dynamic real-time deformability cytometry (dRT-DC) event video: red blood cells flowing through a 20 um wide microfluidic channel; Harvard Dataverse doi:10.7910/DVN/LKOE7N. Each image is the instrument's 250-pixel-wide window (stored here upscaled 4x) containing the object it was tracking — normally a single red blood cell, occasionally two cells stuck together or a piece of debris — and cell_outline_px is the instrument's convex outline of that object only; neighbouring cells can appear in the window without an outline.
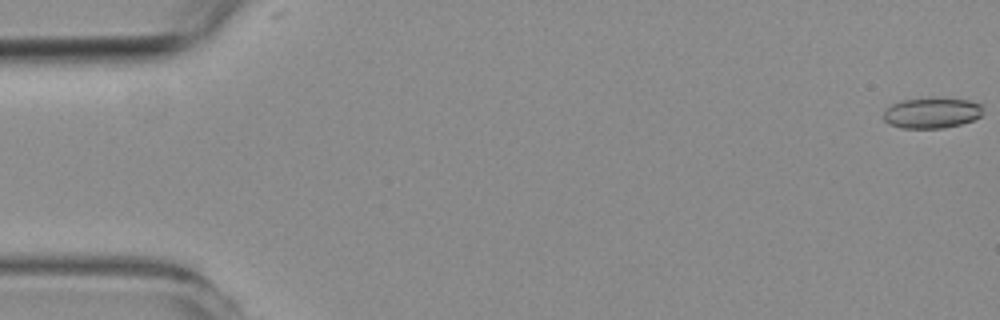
{"species": "common noctule bat (a hibernating species)", "species_latin": "Nyctalus noctula", "temperature_condition": "room temperature", "stored_images_in_passage": 49, "camera_frame_rate_fps": 3000, "um_per_image_px": 0.085, "animal": {"sex": "female", "body_mass_g": 19.3, "forearm_length_mm": 54.1}, "frame": {"image": 1, "passage_image": 1, "time_ms": 0.0, "image_size_px": [1000, 320], "cell_outline_px": [[984, 104], [980, 116], [972, 120], [960, 124], [944, 128], [900, 128], [884, 120], [884, 112], [892, 104], [900, 100], [932, 96], [968, 100]], "centroid_in_image_um": [79.22, 9.56], "position_along_channel_um": 5.8, "area_um2": 18.09}}
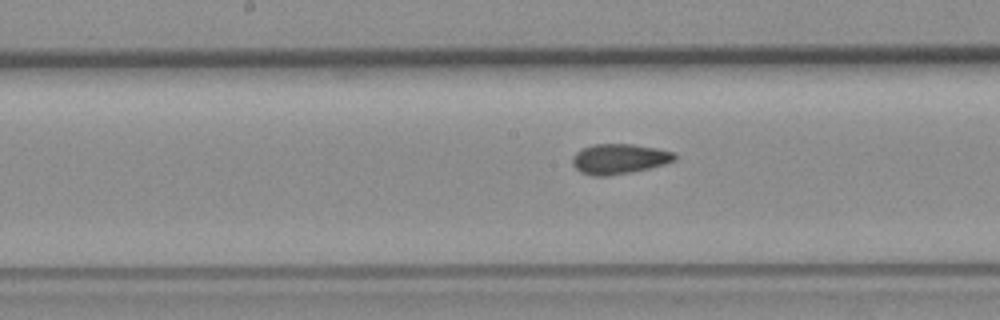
{"frame": {"image": 2, "passage_image": 28, "time_ms": 9.0, "image_size_px": [1000, 320], "cell_outline_px": [[676, 160], [664, 164], [632, 172], [608, 176], [592, 176], [580, 172], [572, 164], [572, 156], [576, 152], [592, 144], [632, 144], [656, 148], [676, 152]], "centroid_in_image_um": [52.63, 13.51], "position_along_channel_um": 195.6, "area_um2": 18.03}}
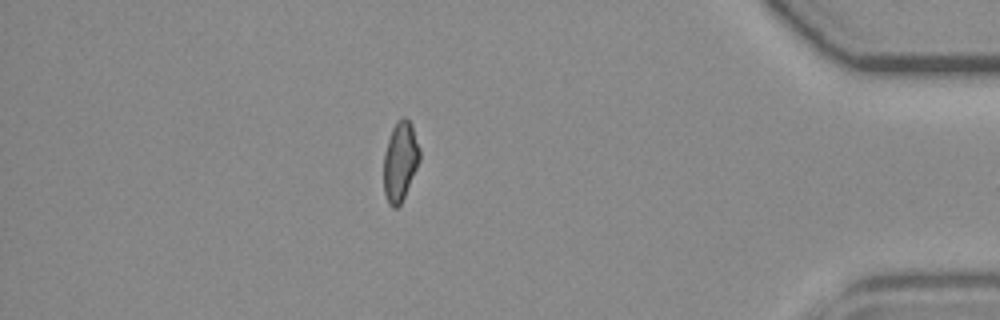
{"frame": {"image": 3, "passage_image": 48, "time_ms": 15.667, "image_size_px": [1000, 320], "cell_outline_px": [[420, 160], [404, 196], [400, 204], [396, 208], [392, 208], [388, 204], [384, 192], [384, 152], [392, 128], [396, 120], [404, 116], [412, 124], [420, 148]], "centroid_in_image_um": [34.01, 13.68], "position_along_channel_um": 401.2, "area_um2": 16.7}, "authors_computed_cell_mechanics": {"area_um2": 17.9758, "velocity_mm_per_s": 3.7653, "shape_relaxation_time_tau1_ms": null, "shape_relaxation_time_tau2_ms": 2.4954, "deformation_change_tau1": null, "deformation_change_tau2": 0.0817}}